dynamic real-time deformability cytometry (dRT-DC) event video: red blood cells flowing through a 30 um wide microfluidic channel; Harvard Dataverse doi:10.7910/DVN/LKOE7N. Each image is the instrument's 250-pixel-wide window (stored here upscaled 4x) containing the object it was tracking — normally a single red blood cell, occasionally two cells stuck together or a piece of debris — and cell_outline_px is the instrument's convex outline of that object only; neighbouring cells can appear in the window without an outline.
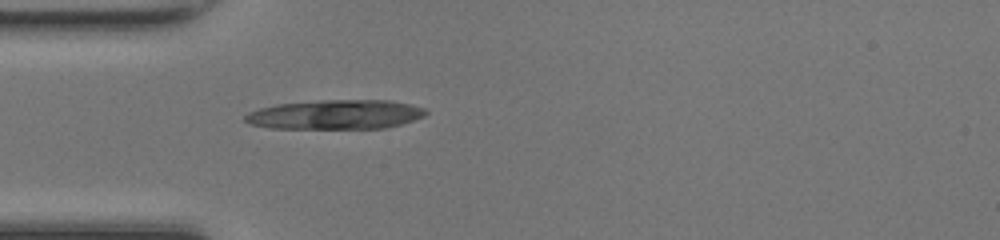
{"species": "common noctule bat (a hibernating species)", "species_latin": "Nyctalus noctula", "temperature_condition": "room temperature", "stored_images_in_passage": 35, "camera_frame_rate_fps": 3000, "um_per_image_px": 0.085, "animal": {"sex": "female", "body_mass_g": 17.0, "forearm_length_mm": 48.0}, "frame": {"image": 1, "passage_image": 1, "time_ms": 0.0, "image_size_px": [1000, 240], "cell_outline_px": [[428, 112], [424, 116], [388, 128], [268, 128], [252, 124], [244, 120], [244, 116], [248, 112], [260, 108], [276, 104], [324, 100], [392, 100], [424, 108]], "centroid_in_image_um": [28.51, 9.73], "position_along_channel_um": 56.5, "area_um2": 30.81}}